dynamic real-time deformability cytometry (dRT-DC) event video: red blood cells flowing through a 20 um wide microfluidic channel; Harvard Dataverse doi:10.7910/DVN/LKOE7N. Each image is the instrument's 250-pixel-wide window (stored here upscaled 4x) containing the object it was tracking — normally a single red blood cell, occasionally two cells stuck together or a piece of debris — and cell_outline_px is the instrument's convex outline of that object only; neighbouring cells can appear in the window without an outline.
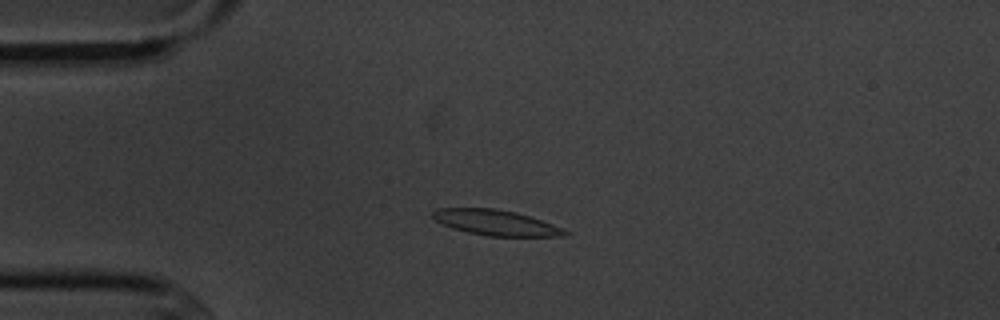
{"species": "common noctule bat (a hibernating species)", "species_latin": "Nyctalus noctula", "temperature_condition": "cold", "stored_images_in_passage": 4, "camera_frame_rate_fps": 3000, "um_per_image_px": 0.085, "animal": {"sex": "male", "body_mass_g": 20.1, "forearm_length_mm": 53.5}, "frame": {"image": 1, "passage_image": 4, "time_ms": 3.333, "image_size_px": [1000, 320], "cell_outline_px": [[572, 232], [568, 236], [488, 236], [468, 232], [452, 228], [436, 220], [432, 216], [432, 212], [436, 208], [496, 208], [516, 212], [552, 224]], "centroid_in_image_um": [42.17, 18.92], "position_along_channel_um": 42.8, "area_um2": 19.54}}